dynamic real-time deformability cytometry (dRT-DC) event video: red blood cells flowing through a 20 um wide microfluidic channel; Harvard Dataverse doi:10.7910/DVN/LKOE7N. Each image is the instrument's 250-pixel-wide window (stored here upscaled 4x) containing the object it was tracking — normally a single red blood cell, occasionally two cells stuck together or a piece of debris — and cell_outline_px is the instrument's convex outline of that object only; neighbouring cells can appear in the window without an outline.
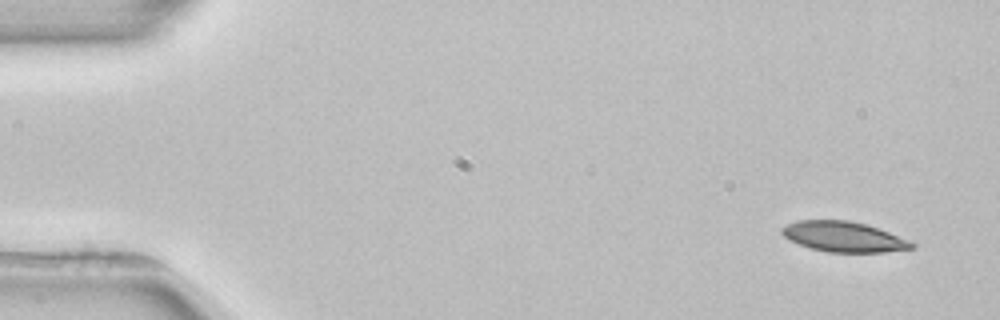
{"species": "common noctule bat (a hibernating species)", "species_latin": "Nyctalus noctula", "temperature_condition": "room temperature", "stored_images_in_passage": 3, "camera_frame_rate_fps": 3000, "um_per_image_px": 0.085, "animal": {"sex": "female", "body_mass_g": 22.7, "forearm_length_mm": 54.2}, "frame": {"image": 1, "passage_image": 1, "time_ms": 0.0, "image_size_px": [1000, 320], "cell_outline_px": [[916, 248], [884, 252], [828, 252], [812, 248], [788, 240], [780, 232], [780, 228], [796, 220], [848, 220], [868, 224], [880, 228], [908, 240], [916, 244]], "centroid_in_image_um": [71.72, 20.11], "position_along_channel_um": 13.3, "area_um2": 23.06}}